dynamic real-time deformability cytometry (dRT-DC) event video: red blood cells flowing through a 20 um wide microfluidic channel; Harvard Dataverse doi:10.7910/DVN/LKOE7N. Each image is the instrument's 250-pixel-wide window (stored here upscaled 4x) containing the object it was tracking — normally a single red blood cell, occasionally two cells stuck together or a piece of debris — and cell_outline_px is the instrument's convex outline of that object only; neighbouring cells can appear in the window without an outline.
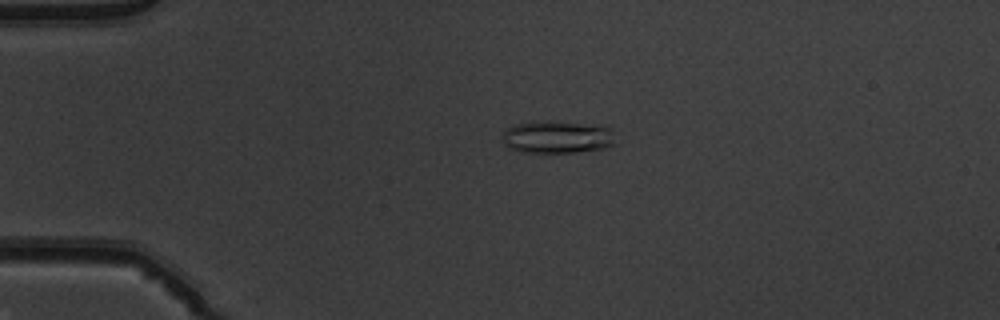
{"species": "common noctule bat (a hibernating species)", "species_latin": "Nyctalus noctula", "temperature_condition": "warm", "stored_images_in_passage": 51, "camera_frame_rate_fps": 3000, "um_per_image_px": 0.085, "animal": {"sex": "male", "body_mass_g": 19.5, "forearm_length_mm": 54.6}, "frame": {"image": 1, "passage_image": 12, "time_ms": 3.667, "image_size_px": [1000, 320], "cell_outline_px": [[616, 144], [604, 148], [576, 152], [524, 152], [508, 148], [504, 144], [504, 132], [508, 128], [516, 124], [536, 120], [548, 120], [604, 124], [612, 128]], "centroid_in_image_um": [47.45, 11.61], "position_along_channel_um": 37.6, "area_um2": 22.02}}
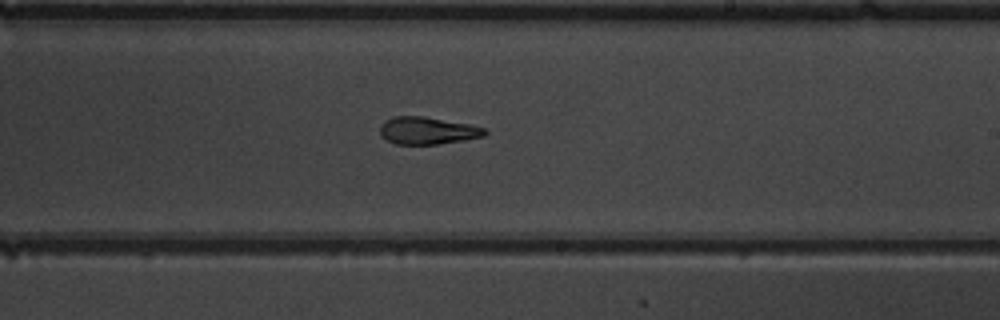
{"frame": {"image": 2, "passage_image": 31, "time_ms": 10.0, "image_size_px": [1000, 320], "cell_outline_px": [[488, 132], [484, 136], [464, 140], [440, 144], [396, 144], [384, 140], [380, 136], [380, 124], [384, 120], [392, 116], [424, 116], [472, 124], [484, 128]], "centroid_in_image_um": [36.31, 11.1], "position_along_channel_um": 252.7, "area_um2": 17.05}}
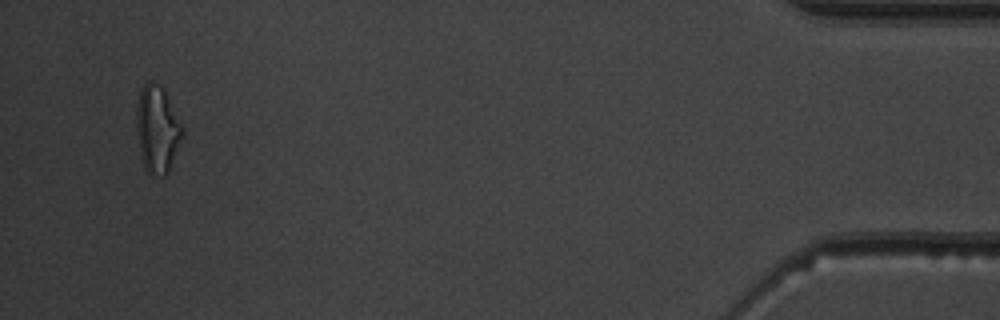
{"frame": {"image": 3, "passage_image": 49, "time_ms": 16.0, "image_size_px": [1000, 320], "cell_outline_px": [[184, 132], [168, 172], [164, 176], [160, 176], [148, 172], [144, 168], [140, 152], [136, 128], [136, 108], [140, 88], [148, 80], [164, 88], [184, 128]], "centroid_in_image_um": [13.36, 10.95], "position_along_channel_um": 421.8, "area_um2": 23.35}, "authors_computed_cell_mechanics": {"area_um2": 18.0914, "velocity_mm_per_s": 4.0398, "shape_relaxation_time_tau1_ms": 4.9279, "shape_relaxation_time_tau2_ms": 4.7347, "deformation_change_tau1": 0.2043, "deformation_change_tau2": 0.172}}